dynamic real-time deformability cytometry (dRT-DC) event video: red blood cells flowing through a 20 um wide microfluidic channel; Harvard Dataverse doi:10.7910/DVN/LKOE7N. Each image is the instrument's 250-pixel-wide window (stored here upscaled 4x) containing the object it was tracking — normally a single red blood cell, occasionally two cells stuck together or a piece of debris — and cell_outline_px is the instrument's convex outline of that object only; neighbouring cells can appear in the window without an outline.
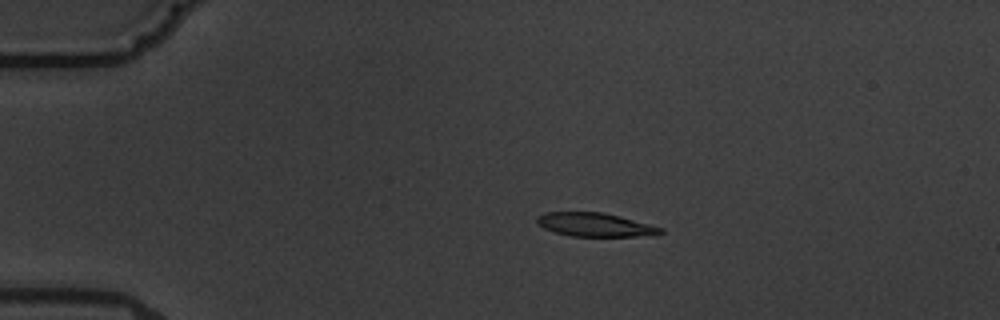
{"species": "common noctule bat (a hibernating species)", "species_latin": "Nyctalus noctula", "temperature_condition": "warm", "stored_images_in_passage": 8, "camera_frame_rate_fps": 3000, "um_per_image_px": 0.085, "animal": {"sex": "male", "body_mass_g": 19.5, "forearm_length_mm": 54.6}, "frame": {"image": 1, "passage_image": 3, "time_ms": 3.333, "image_size_px": [1000, 320], "cell_outline_px": [[664, 232], [636, 236], [572, 236], [556, 232], [544, 228], [536, 224], [536, 216], [544, 212], [604, 212], [620, 216], [664, 228]], "centroid_in_image_um": [50.52, 19.08], "position_along_channel_um": 34.5, "area_um2": 16.94}}
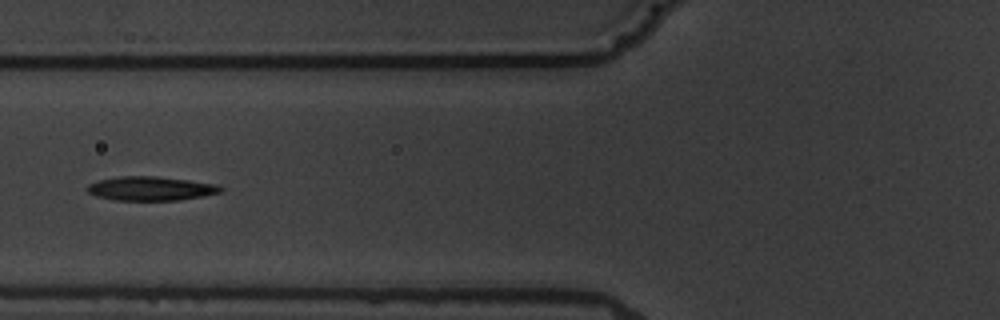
{"frame": {"image": 2, "passage_image": 6, "time_ms": 7.0, "image_size_px": [1000, 320], "cell_outline_px": [[224, 188], [220, 192], [204, 196], [180, 200], [112, 200], [96, 196], [88, 192], [84, 188], [88, 184], [100, 180], [116, 176], [156, 176], [188, 180], [216, 184]], "centroid_in_image_um": [12.78, 16.02], "position_along_channel_um": 113.0, "area_um2": 18.79}}
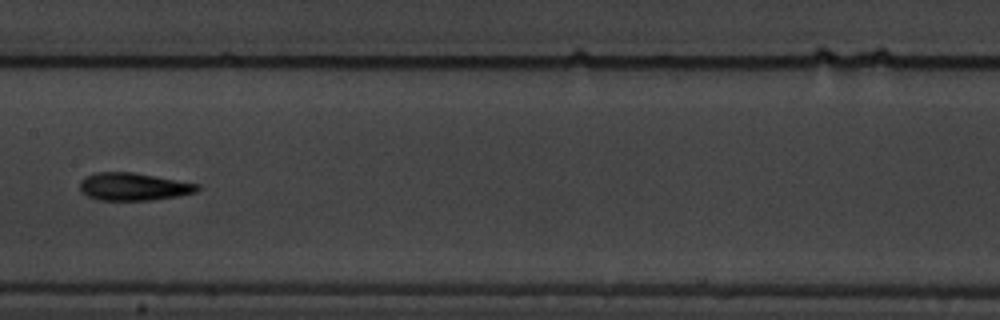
{"frame": {"image": 3, "passage_image": 8, "time_ms": 9.333, "image_size_px": [1000, 320], "cell_outline_px": [[200, 188], [196, 192], [176, 196], [148, 200], [96, 200], [80, 192], [80, 180], [96, 172], [132, 172], [200, 184]], "centroid_in_image_um": [11.32, 15.87], "position_along_channel_um": 196.1, "area_um2": 18.84}}